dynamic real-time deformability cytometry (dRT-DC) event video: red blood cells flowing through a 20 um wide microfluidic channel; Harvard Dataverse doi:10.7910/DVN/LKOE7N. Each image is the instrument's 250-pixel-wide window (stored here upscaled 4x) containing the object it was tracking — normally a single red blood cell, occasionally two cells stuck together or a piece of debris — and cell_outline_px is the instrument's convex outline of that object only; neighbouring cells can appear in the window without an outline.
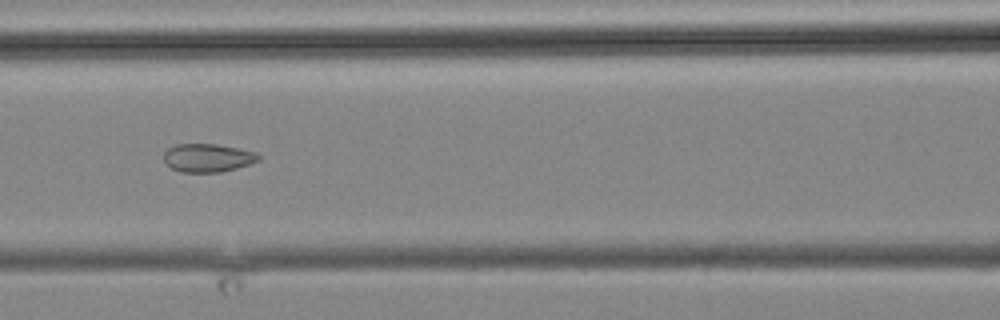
{"species": "common noctule bat (a hibernating species)", "species_latin": "Nyctalus noctula", "temperature_condition": "cold", "stored_images_in_passage": 3, "camera_frame_rate_fps": 3000, "um_per_image_px": 0.085, "animal": {"sex": "male", "body_mass_g": 19.2, "forearm_length_mm": 51.8}, "frame": {"image": 1, "passage_image": 3, "time_ms": 2.333, "image_size_px": [1000, 320], "cell_outline_px": [[260, 160], [236, 168], [220, 172], [180, 172], [172, 168], [164, 160], [164, 152], [168, 148], [176, 144], [216, 144], [256, 152], [260, 156]], "centroid_in_image_um": [17.65, 13.41], "position_along_channel_um": 149.0, "area_um2": 15.49}}